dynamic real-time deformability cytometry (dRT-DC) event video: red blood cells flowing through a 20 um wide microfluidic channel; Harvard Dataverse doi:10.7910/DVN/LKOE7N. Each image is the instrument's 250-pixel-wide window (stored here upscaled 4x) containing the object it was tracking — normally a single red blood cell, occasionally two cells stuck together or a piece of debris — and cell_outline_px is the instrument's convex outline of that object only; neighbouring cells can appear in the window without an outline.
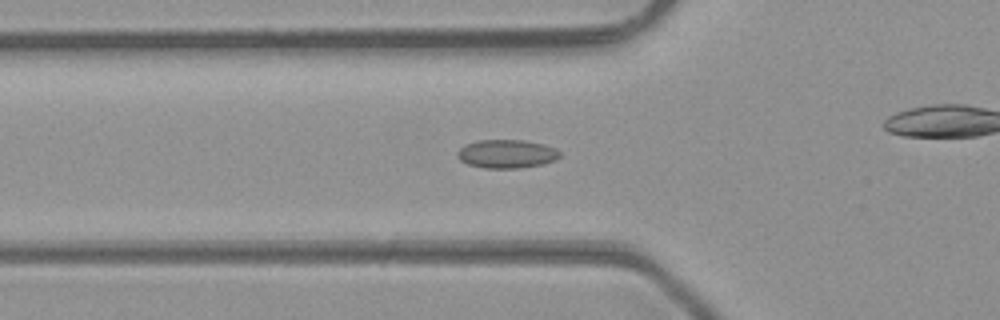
{"species": "common noctule bat (a hibernating species)", "species_latin": "Nyctalus noctula", "temperature_condition": "room temperature", "stored_images_in_passage": 39, "camera_frame_rate_fps": 3000, "um_per_image_px": 0.085, "animal": {"sex": "male", "body_mass_g": 23.1, "forearm_length_mm": 52.7}, "frame": {"image": 1, "passage_image": 17, "time_ms": 5.333, "image_size_px": [1000, 320], "cell_outline_px": [[560, 156], [556, 160], [540, 164], [520, 168], [484, 168], [468, 164], [460, 160], [456, 156], [456, 152], [464, 144], [476, 140], [524, 140], [544, 144], [556, 148], [560, 152]], "centroid_in_image_um": [43.04, 13.07], "position_along_channel_um": 82.8, "area_um2": 17.17}}
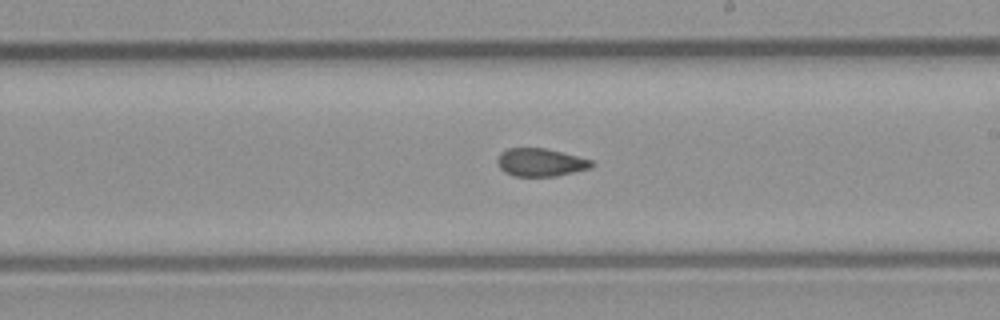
{"frame": {"image": 2, "passage_image": 28, "time_ms": 9.0, "image_size_px": [1000, 320], "cell_outline_px": [[596, 164], [592, 168], [556, 176], [512, 176], [504, 172], [500, 168], [496, 160], [500, 152], [508, 148], [544, 148], [592, 160]], "centroid_in_image_um": [45.94, 13.81], "position_along_channel_um": 243.1, "area_um2": 15.43}}
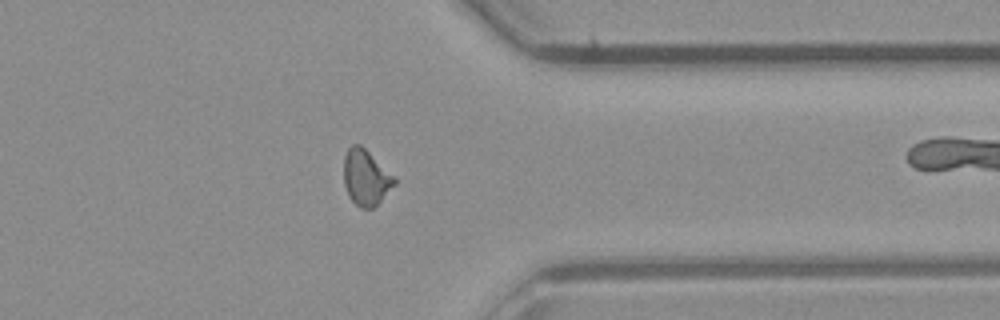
{"frame": {"image": 3, "passage_image": 38, "time_ms": 12.333, "image_size_px": [1000, 320], "cell_outline_px": [[396, 184], [372, 208], [360, 208], [348, 196], [344, 184], [344, 156], [348, 148], [352, 144], [360, 144], [396, 180]], "centroid_in_image_um": [31.05, 15.1], "position_along_channel_um": 380.3, "area_um2": 15.95}}